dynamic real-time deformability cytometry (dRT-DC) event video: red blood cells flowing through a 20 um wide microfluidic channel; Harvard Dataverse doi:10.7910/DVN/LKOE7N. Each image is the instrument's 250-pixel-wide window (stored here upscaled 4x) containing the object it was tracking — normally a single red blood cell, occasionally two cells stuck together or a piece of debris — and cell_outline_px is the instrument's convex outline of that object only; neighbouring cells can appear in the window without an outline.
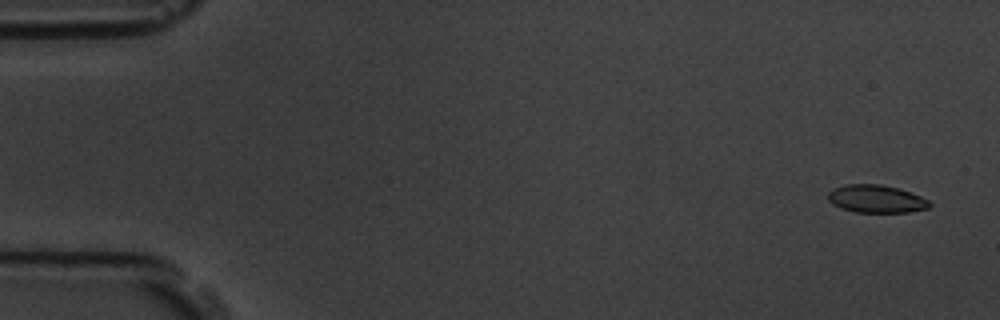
{"species": "common noctule bat (a hibernating species)", "species_latin": "Nyctalus noctula", "temperature_condition": "room temperature", "stored_images_in_passage": 3, "camera_frame_rate_fps": 3000, "um_per_image_px": 0.085, "animal": {"sex": "male", "body_mass_g": 19.5, "forearm_length_mm": 54.6}, "frame": {"image": 1, "passage_image": 1, "time_ms": 0.0, "image_size_px": [1000, 320], "cell_outline_px": [[932, 204], [928, 208], [908, 212], [856, 212], [840, 208], [832, 204], [828, 200], [828, 192], [832, 188], [844, 184], [880, 184], [896, 188], [920, 196], [928, 200]], "centroid_in_image_um": [74.43, 16.9], "position_along_channel_um": 10.6, "area_um2": 16.42}}